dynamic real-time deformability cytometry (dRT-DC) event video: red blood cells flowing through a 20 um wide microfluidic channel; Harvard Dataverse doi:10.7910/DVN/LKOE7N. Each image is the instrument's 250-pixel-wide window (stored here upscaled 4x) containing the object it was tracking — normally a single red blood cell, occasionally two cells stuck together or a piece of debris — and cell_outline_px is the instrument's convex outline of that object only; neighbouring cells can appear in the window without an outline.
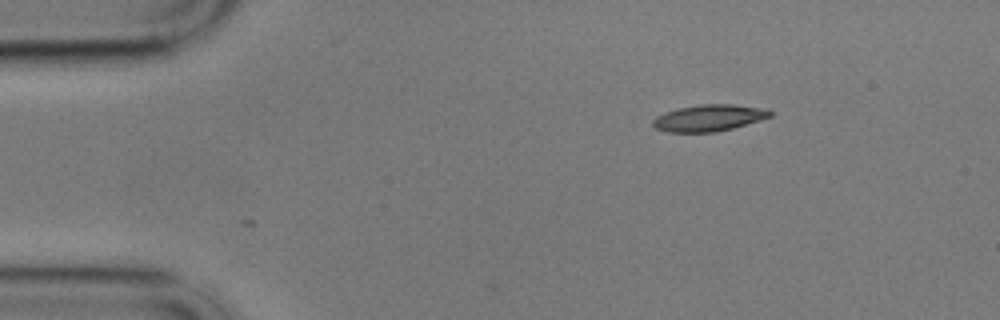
{"species": "common noctule bat (a hibernating species)", "species_latin": "Nyctalus noctula", "temperature_condition": "cold", "stored_images_in_passage": 4, "camera_frame_rate_fps": 3000, "um_per_image_px": 0.085, "animal": {"sex": "male", "body_mass_g": 17.9}, "frame": {"image": 1, "passage_image": 4, "time_ms": 1.0, "image_size_px": [1000, 320], "cell_outline_px": [[772, 116], [760, 120], [732, 128], [716, 132], [668, 132], [656, 128], [652, 124], [652, 120], [656, 116], [664, 112], [676, 108], [700, 104], [732, 104], [768, 108], [772, 112]], "centroid_in_image_um": [60.26, 10.01], "position_along_channel_um": 24.7, "area_um2": 18.32}}